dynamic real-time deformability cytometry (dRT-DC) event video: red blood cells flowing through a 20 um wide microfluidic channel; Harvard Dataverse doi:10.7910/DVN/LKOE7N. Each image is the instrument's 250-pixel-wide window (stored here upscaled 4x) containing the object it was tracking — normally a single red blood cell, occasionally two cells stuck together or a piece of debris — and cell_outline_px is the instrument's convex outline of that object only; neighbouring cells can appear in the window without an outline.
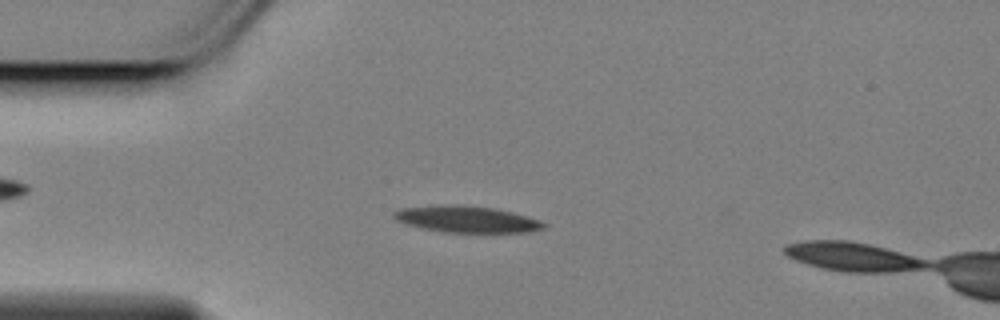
{"species": "Egyptian fruit bat (a non-hibernating species)", "species_latin": "Rousettus aegyptiacus", "temperature_condition": "cold", "stored_images_in_passage": 48, "camera_frame_rate_fps": 3000, "um_per_image_px": 0.085, "animal": {"sex": "female"}, "frame": {"image": 1, "passage_image": 13, "time_ms": 4.0, "image_size_px": [1000, 320], "cell_outline_px": [[548, 228], [528, 232], [440, 232], [420, 228], [404, 224], [396, 220], [392, 216], [392, 212], [400, 208], [444, 204], [456, 204], [496, 208], [528, 216], [540, 220], [548, 224]], "centroid_in_image_um": [39.66, 18.63], "position_along_channel_um": 45.3, "area_um2": 23.64}}
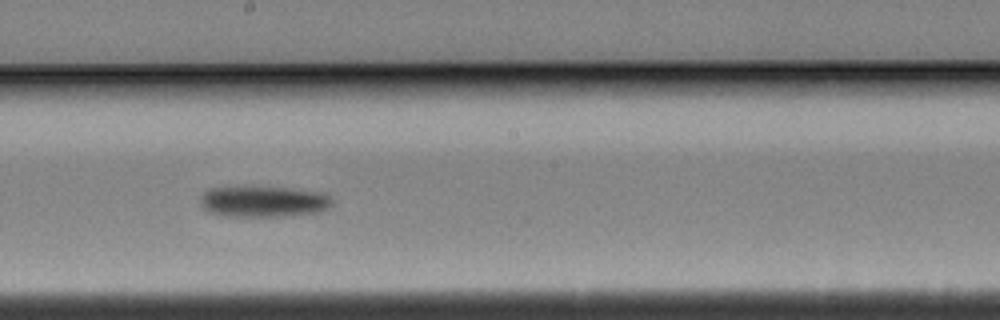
{"frame": {"image": 2, "passage_image": 30, "time_ms": 9.667, "image_size_px": [1000, 320], "cell_outline_px": [[332, 204], [324, 212], [288, 216], [224, 216], [208, 212], [200, 204], [200, 196], [208, 188], [288, 188], [320, 192], [332, 196]], "centroid_in_image_um": [22.44, 17.15], "position_along_channel_um": 225.8, "area_um2": 23.81}}
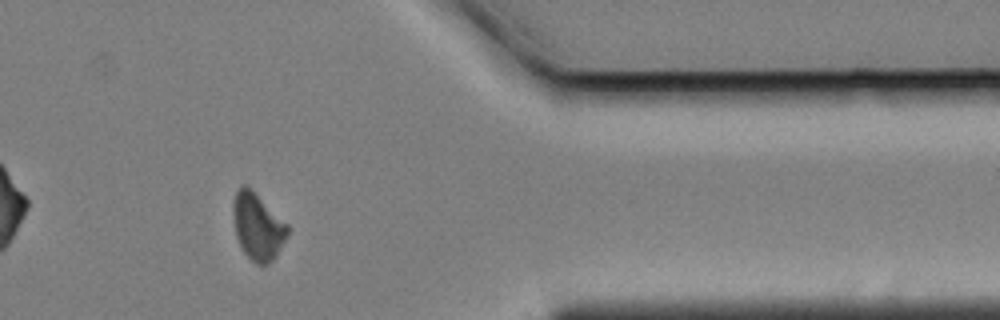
{"frame": {"image": 3, "passage_image": 46, "time_ms": 15.0, "image_size_px": [1000, 320], "cell_outline_px": [[288, 236], [276, 256], [268, 264], [260, 268], [244, 252], [236, 236], [232, 212], [232, 204], [236, 192], [240, 184], [244, 184], [288, 224]], "centroid_in_image_um": [21.9, 19.3], "position_along_channel_um": 389.5, "area_um2": 21.04}, "authors_computed_cell_mechanics": {"area_um2": 23.2645, "velocity_mm_per_s": 3.4435, "shape_relaxation_time_tau1_ms": 2.2529, "shape_relaxation_time_tau2_ms": null, "deformation_change_tau1": 0.1111, "deformation_change_tau2": null}}